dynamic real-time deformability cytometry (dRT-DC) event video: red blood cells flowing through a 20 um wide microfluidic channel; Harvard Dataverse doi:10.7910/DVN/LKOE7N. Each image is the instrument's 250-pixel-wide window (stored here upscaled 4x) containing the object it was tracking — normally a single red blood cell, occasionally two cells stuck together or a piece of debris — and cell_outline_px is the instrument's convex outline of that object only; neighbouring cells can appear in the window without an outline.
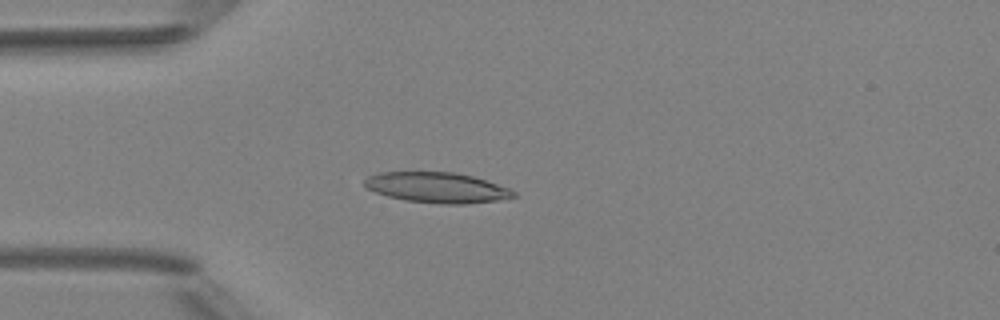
{"species": "Egyptian fruit bat (a non-hibernating species)", "species_latin": "Rousettus aegyptiacus", "temperature_condition": "room temperature", "stored_images_in_passage": 4, "camera_frame_rate_fps": 3000, "um_per_image_px": 0.085, "animal": {"sex": "female"}, "frame": {"image": 1, "passage_image": 4, "time_ms": 3.333, "image_size_px": [1000, 320], "cell_outline_px": [[516, 196], [496, 200], [464, 204], [444, 204], [404, 200], [388, 196], [376, 192], [368, 188], [364, 184], [364, 180], [368, 176], [380, 172], [452, 172], [472, 176], [508, 188], [516, 192]], "centroid_in_image_um": [37.11, 15.94], "position_along_channel_um": 47.9, "area_um2": 26.07}}